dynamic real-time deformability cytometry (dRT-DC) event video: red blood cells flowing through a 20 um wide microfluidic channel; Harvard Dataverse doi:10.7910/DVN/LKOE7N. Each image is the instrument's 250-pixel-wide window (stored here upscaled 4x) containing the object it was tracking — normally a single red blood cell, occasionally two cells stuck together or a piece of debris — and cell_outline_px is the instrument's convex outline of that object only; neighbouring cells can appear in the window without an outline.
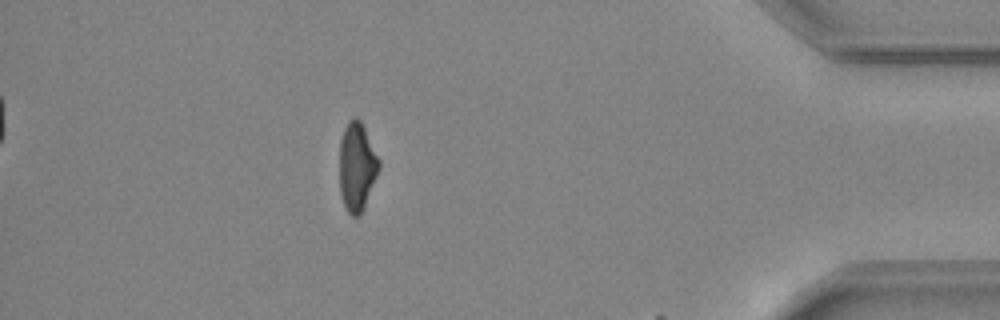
{"species": "common noctule bat (a hibernating species)", "species_latin": "Nyctalus noctula", "temperature_condition": "warm", "stored_images_in_passage": 51, "camera_frame_rate_fps": 3000, "um_per_image_px": 0.085, "animal": {"sex": "female", "body_mass_g": 24.6, "forearm_length_mm": 56.2}, "frame": {"image": 1, "passage_image": 45, "time_ms": 14.667, "image_size_px": [1000, 320], "cell_outline_px": [[380, 168], [364, 208], [360, 216], [352, 216], [344, 208], [340, 196], [340, 140], [344, 128], [348, 120], [352, 116], [356, 116], [360, 120], [380, 160]], "centroid_in_image_um": [30.33, 14.18], "position_along_channel_um": 404.9, "area_um2": 20.58}}